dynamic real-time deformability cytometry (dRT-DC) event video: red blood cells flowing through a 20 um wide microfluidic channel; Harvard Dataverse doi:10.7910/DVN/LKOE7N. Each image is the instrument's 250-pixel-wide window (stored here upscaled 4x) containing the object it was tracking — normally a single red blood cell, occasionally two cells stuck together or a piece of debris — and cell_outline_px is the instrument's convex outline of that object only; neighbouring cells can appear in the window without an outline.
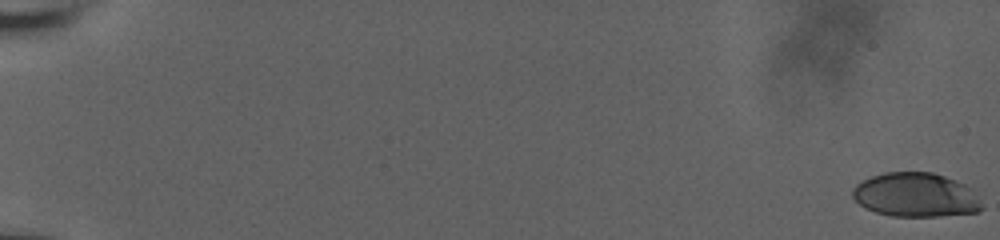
{"species": "human", "species_latin": "Homo sapiens", "temperature_condition": "room temperature", "stored_images_in_passage": 24, "camera_frame_rate_fps": 3000, "um_per_image_px": 0.085, "donor": {"sex": "male"}, "frame": {"image": 1, "passage_image": 1, "time_ms": 0.0, "image_size_px": [1000, 240], "cell_outline_px": [[984, 208], [976, 212], [940, 216], [892, 216], [876, 212], [860, 204], [852, 196], [852, 188], [856, 184], [872, 176], [884, 172], [932, 172], [956, 180], [972, 188]], "centroid_in_image_um": [77.85, 16.56], "position_along_channel_um": 7.2, "area_um2": 33.18}}
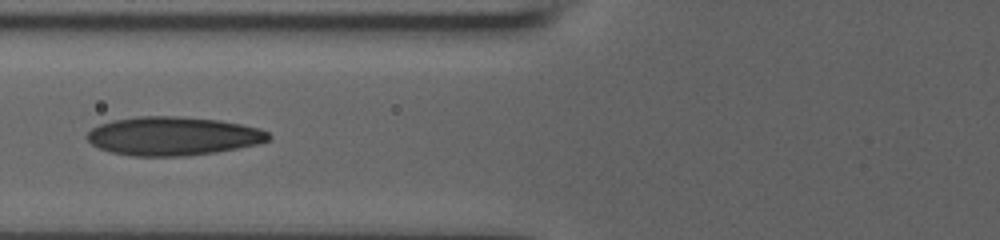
{"frame": {"image": 2, "passage_image": 14, "time_ms": 4.333, "image_size_px": [1000, 240], "cell_outline_px": [[272, 136], [268, 140], [260, 144], [216, 152], [188, 156], [132, 156], [112, 152], [100, 148], [92, 144], [84, 136], [92, 128], [100, 124], [112, 120], [136, 116], [176, 116], [220, 120], [260, 128], [268, 132]], "centroid_in_image_um": [14.71, 11.56], "position_along_channel_um": 111.1, "area_um2": 41.1}}
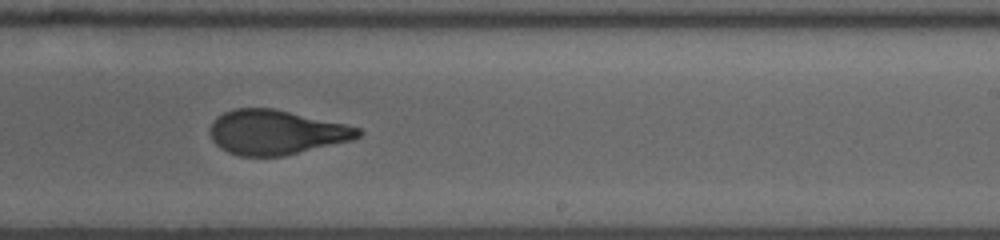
{"frame": {"image": 3, "passage_image": 24, "time_ms": 7.667, "image_size_px": [1000, 240], "cell_outline_px": [[364, 132], [360, 136], [352, 140], [284, 156], [240, 156], [228, 152], [220, 148], [212, 140], [208, 128], [212, 120], [216, 116], [224, 112], [236, 108], [272, 108], [344, 124], [360, 128]], "centroid_in_image_um": [23.42, 11.25], "position_along_channel_um": 265.6, "area_um2": 38.49}}